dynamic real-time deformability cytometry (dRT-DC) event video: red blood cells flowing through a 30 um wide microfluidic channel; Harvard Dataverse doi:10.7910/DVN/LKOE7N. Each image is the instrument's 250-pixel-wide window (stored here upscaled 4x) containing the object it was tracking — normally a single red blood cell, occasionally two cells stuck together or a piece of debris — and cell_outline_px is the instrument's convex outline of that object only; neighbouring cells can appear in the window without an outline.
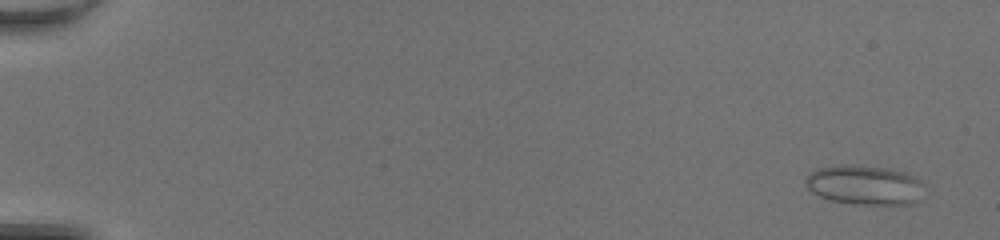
{"species": "common noctule bat (a hibernating species)", "species_latin": "Nyctalus noctula", "temperature_condition": "room temperature", "stored_images_in_passage": 50, "camera_frame_rate_fps": 3000, "um_per_image_px": 0.085, "animal": {"sex": "female", "body_mass_g": 20.0, "forearm_length_mm": 54.0}, "frame": {"image": 1, "passage_image": 3, "time_ms": 0.667, "image_size_px": [1000, 240], "cell_outline_px": [[924, 184], [920, 200], [912, 204], [856, 204], [832, 200], [820, 196], [812, 192], [804, 184], [804, 180], [808, 172], [816, 168], [836, 164], [852, 164], [888, 168], [904, 172], [916, 176], [924, 180]], "centroid_in_image_um": [73.49, 15.7], "position_along_channel_um": 11.5, "area_um2": 27.98}}
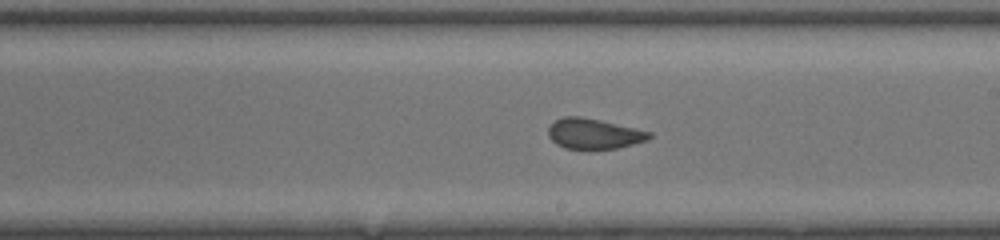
{"frame": {"image": 2, "passage_image": 31, "time_ms": 10.0, "image_size_px": [1000, 240], "cell_outline_px": [[652, 136], [648, 140], [616, 148], [564, 148], [556, 144], [548, 136], [548, 128], [556, 120], [564, 116], [580, 116], [600, 120], [636, 128], [652, 132]], "centroid_in_image_um": [50.48, 11.35], "position_along_channel_um": 238.5, "area_um2": 17.69}}
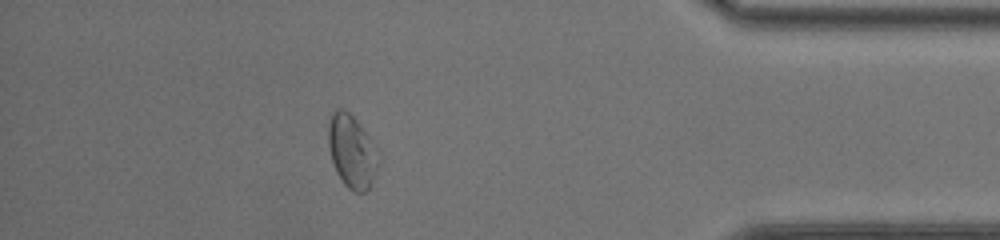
{"frame": {"image": 3, "passage_image": 45, "time_ms": 14.667, "image_size_px": [1000, 240], "cell_outline_px": [[380, 160], [376, 172], [368, 188], [364, 192], [352, 192], [344, 184], [336, 172], [332, 160], [328, 144], [328, 124], [332, 112], [336, 108], [344, 108], [356, 120], [380, 152]], "centroid_in_image_um": [29.91, 12.87], "position_along_channel_um": 405.3, "area_um2": 21.39}, "authors_computed_cell_mechanics": {"area_um2": 20.8658, "velocity_mm_per_s": 4.2949, "shape_relaxation_time_tau1_ms": null, "shape_relaxation_time_tau2_ms": 0.9136, "deformation_change_tau1": null, "deformation_change_tau2": 0.0616}}